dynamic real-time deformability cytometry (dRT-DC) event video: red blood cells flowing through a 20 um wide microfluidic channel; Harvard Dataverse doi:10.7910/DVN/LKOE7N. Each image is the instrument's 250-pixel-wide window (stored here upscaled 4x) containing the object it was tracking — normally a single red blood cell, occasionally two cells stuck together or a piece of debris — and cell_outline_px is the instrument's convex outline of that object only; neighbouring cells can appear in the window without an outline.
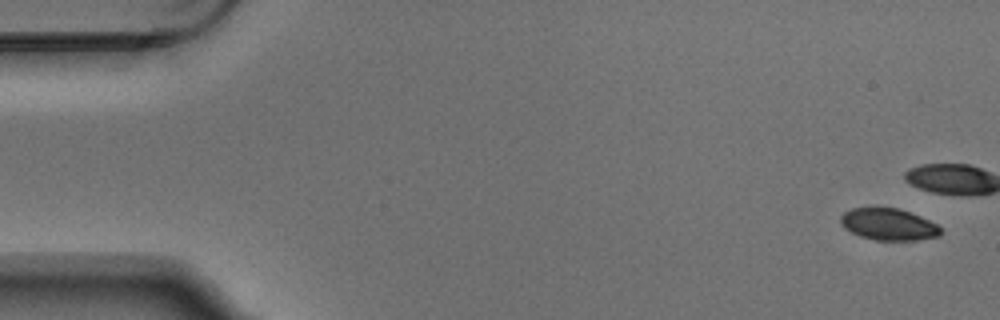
{"species": "Egyptian fruit bat (a non-hibernating species)", "species_latin": "Rousettus aegyptiacus", "temperature_condition": "warm", "stored_images_in_passage": 8, "camera_frame_rate_fps": 3000, "um_per_image_px": 0.085, "animal": {"sex": "male"}, "frame": {"image": 1, "passage_image": 1, "time_ms": 0.0, "image_size_px": [1000, 320], "cell_outline_px": [[940, 236], [916, 240], [876, 240], [860, 236], [844, 228], [840, 224], [840, 216], [844, 212], [852, 208], [872, 204], [880, 204], [900, 208], [912, 212], [936, 224], [940, 228]], "centroid_in_image_um": [75.46, 19.0], "position_along_channel_um": 9.5, "area_um2": 19.31}}
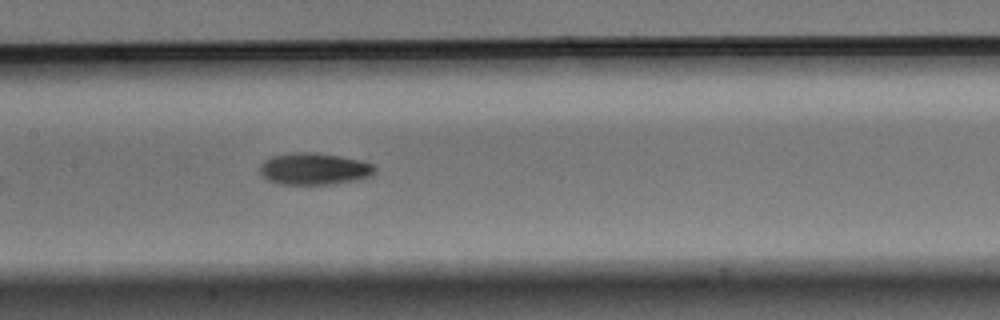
{"frame": {"image": 2, "passage_image": 8, "time_ms": 2.333, "image_size_px": [1000, 320], "cell_outline_px": [[376, 172], [372, 176], [360, 180], [336, 184], [280, 184], [268, 180], [260, 172], [260, 164], [264, 160], [272, 156], [292, 152], [316, 152], [364, 160], [372, 164], [376, 168]], "centroid_in_image_um": [26.76, 14.35], "position_along_channel_um": 180.6, "area_um2": 21.73}}